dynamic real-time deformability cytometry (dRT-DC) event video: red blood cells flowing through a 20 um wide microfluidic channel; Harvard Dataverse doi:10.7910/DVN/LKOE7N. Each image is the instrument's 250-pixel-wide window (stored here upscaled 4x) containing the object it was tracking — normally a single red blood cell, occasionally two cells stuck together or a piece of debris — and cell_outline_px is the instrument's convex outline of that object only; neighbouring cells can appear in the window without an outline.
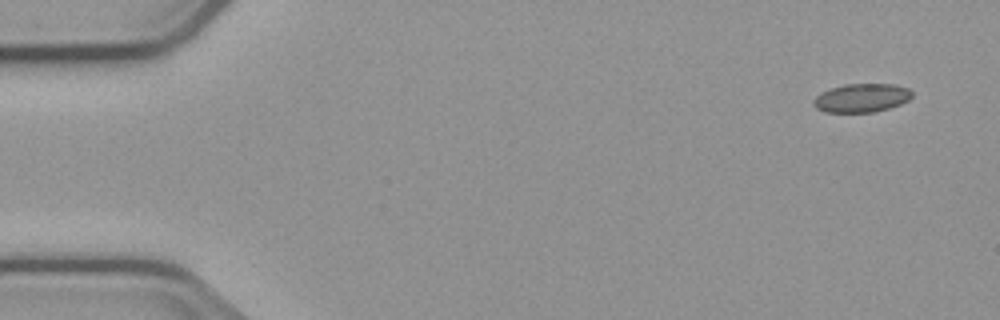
{"species": "common noctule bat (a hibernating species)", "species_latin": "Nyctalus noctula", "temperature_condition": "cold", "stored_images_in_passage": 4, "camera_frame_rate_fps": 3000, "um_per_image_px": 0.085, "animal": {"sex": "male", "body_mass_g": 23.1, "forearm_length_mm": 52.7}, "frame": {"image": 1, "passage_image": 1, "time_ms": 0.0, "image_size_px": [1000, 320], "cell_outline_px": [[912, 96], [908, 100], [900, 104], [876, 112], [824, 112], [816, 108], [812, 104], [812, 100], [820, 92], [844, 84], [892, 84], [908, 88], [912, 92]], "centroid_in_image_um": [73.2, 8.32], "position_along_channel_um": 11.8, "area_um2": 16.47}}